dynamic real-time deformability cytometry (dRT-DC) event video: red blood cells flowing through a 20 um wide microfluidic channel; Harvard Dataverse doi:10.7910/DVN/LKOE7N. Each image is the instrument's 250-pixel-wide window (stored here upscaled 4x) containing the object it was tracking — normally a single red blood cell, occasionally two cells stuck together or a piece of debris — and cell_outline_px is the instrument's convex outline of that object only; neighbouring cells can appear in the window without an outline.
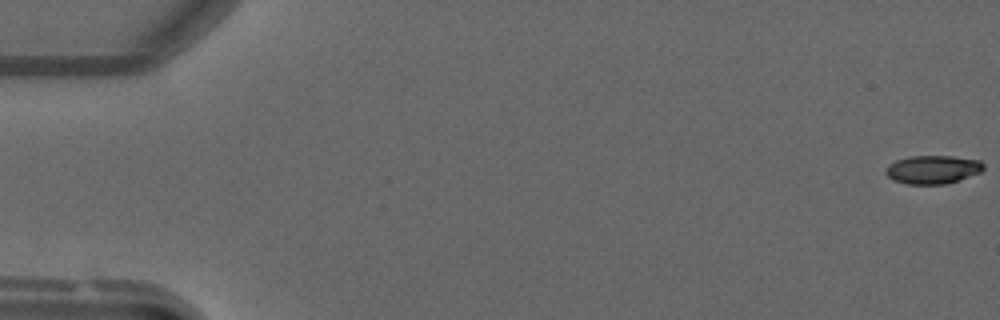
{"species": "common noctule bat (a hibernating species)", "species_latin": "Nyctalus noctula", "temperature_condition": "warm", "stored_images_in_passage": 11, "camera_frame_rate_fps": 3000, "um_per_image_px": 0.085, "animal": {"sex": "male", "forearm_length_mm": 52.5}, "frame": {"image": 1, "passage_image": 1, "time_ms": 0.0, "image_size_px": [1000, 320], "cell_outline_px": [[984, 168], [980, 172], [944, 184], [904, 184], [892, 180], [884, 172], [888, 164], [896, 160], [908, 156], [952, 156], [980, 160], [984, 164]], "centroid_in_image_um": [79.23, 14.4], "position_along_channel_um": 5.8, "area_um2": 16.18}}